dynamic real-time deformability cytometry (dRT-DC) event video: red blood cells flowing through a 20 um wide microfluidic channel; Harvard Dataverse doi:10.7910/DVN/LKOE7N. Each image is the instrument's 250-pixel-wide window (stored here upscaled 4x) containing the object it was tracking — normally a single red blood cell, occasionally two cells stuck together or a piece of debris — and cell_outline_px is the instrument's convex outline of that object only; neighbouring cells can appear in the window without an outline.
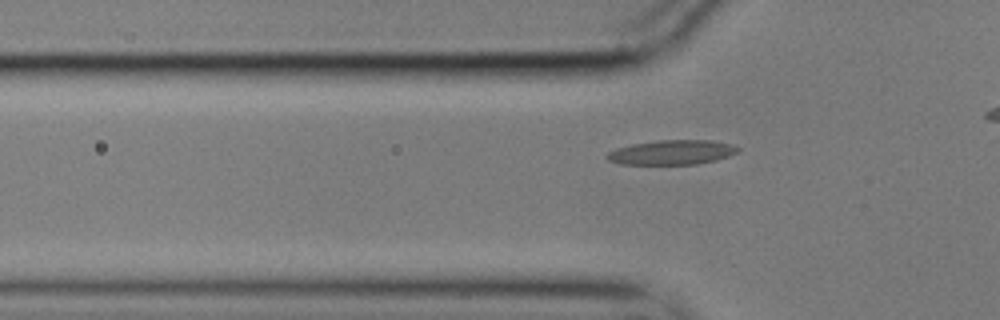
{"species": "common noctule bat (a hibernating species)", "species_latin": "Nyctalus noctula", "temperature_condition": "cold", "stored_images_in_passage": 31, "camera_frame_rate_fps": 3000, "um_per_image_px": 0.085, "animal": {"sex": "male", "body_mass_g": 17.9}, "frame": {"image": 1, "passage_image": 2, "time_ms": 0.333, "image_size_px": [1000, 320], "cell_outline_px": [[740, 152], [716, 160], [696, 164], [620, 164], [608, 160], [604, 156], [608, 152], [616, 148], [632, 144], [656, 140], [712, 140], [732, 144], [740, 148]], "centroid_in_image_um": [57.12, 12.94], "position_along_channel_um": 68.7, "area_um2": 18.9}}
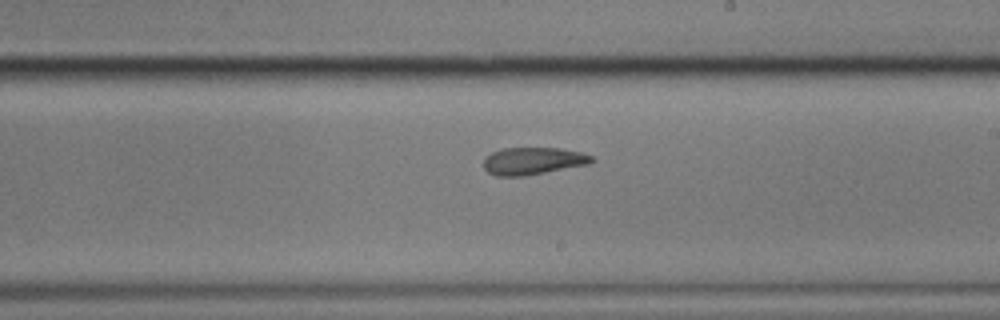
{"frame": {"image": 2, "passage_image": 17, "time_ms": 5.333, "image_size_px": [1000, 320], "cell_outline_px": [[596, 160], [588, 164], [524, 176], [496, 176], [488, 172], [484, 168], [484, 156], [492, 152], [504, 148], [560, 148], [580, 152], [592, 156]], "centroid_in_image_um": [45.28, 13.68], "position_along_channel_um": 243.7, "area_um2": 17.17}}
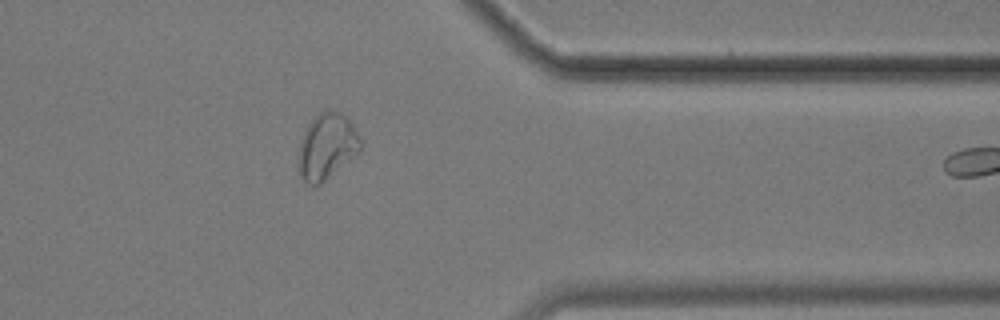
{"frame": {"image": 3, "passage_image": 30, "time_ms": 9.667, "image_size_px": [1000, 320], "cell_outline_px": [[360, 152], [320, 184], [308, 184], [300, 176], [296, 168], [296, 156], [304, 132], [308, 124], [324, 108], [340, 112], [352, 124], [360, 140]], "centroid_in_image_um": [27.73, 12.46], "position_along_channel_um": 383.7, "area_um2": 23.87}}